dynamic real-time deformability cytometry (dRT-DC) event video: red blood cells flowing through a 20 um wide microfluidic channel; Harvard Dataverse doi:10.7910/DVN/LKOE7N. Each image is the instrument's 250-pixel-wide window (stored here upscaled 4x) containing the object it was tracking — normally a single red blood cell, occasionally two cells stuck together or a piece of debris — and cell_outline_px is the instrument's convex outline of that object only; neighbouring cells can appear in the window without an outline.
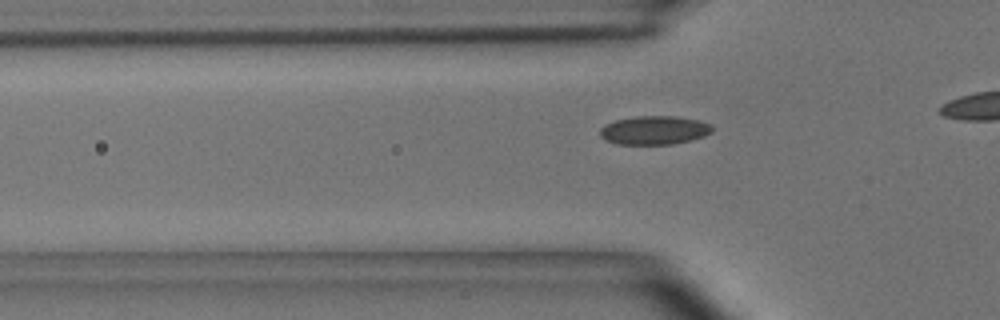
{"species": "common noctule bat (a hibernating species)", "species_latin": "Nyctalus noctula", "temperature_condition": "room temperature", "stored_images_in_passage": 26, "camera_frame_rate_fps": 3000, "um_per_image_px": 0.085, "animal": {"sex": "male", "body_mass_g": 15.6}, "frame": {"image": 1, "passage_image": 8, "time_ms": 2.333, "image_size_px": [1000, 320], "cell_outline_px": [[712, 132], [704, 136], [692, 140], [672, 144], [616, 144], [604, 140], [600, 136], [600, 128], [604, 124], [616, 120], [636, 116], [676, 116], [700, 120], [712, 124]], "centroid_in_image_um": [55.61, 11.07], "position_along_channel_um": 70.2, "area_um2": 18.96}}
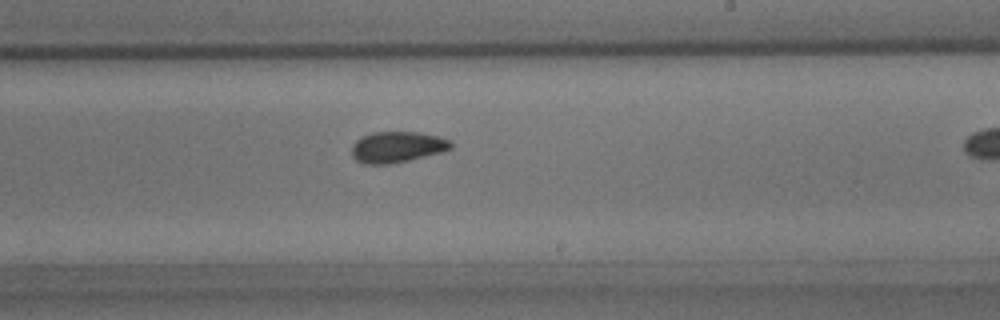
{"frame": {"image": 2, "passage_image": 22, "time_ms": 7.0, "image_size_px": [1000, 320], "cell_outline_px": [[452, 148], [440, 152], [408, 160], [388, 164], [364, 164], [356, 160], [352, 156], [352, 144], [356, 140], [372, 132], [416, 132], [440, 136], [452, 140]], "centroid_in_image_um": [33.76, 12.49], "position_along_channel_um": 255.2, "area_um2": 17.86}}